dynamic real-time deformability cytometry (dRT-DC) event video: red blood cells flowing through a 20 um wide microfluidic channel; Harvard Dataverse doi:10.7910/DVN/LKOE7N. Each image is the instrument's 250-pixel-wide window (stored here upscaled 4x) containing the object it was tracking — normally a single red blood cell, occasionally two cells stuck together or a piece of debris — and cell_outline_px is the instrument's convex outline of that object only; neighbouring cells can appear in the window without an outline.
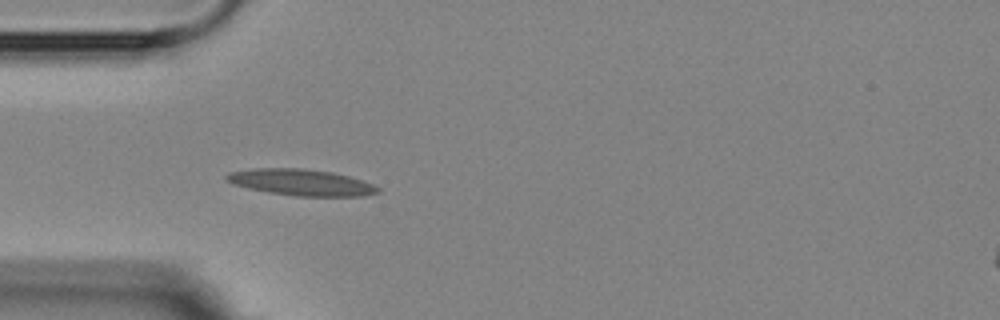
{"species": "Egyptian fruit bat (a non-hibernating species)", "species_latin": "Rousettus aegyptiacus", "temperature_condition": "room temperature", "stored_images_in_passage": 3, "camera_frame_rate_fps": 3000, "um_per_image_px": 0.085, "animal": {"sex": "female"}, "frame": {"image": 1, "passage_image": 3, "time_ms": 3.667, "image_size_px": [1000, 320], "cell_outline_px": [[380, 192], [364, 196], [296, 196], [268, 192], [248, 188], [232, 184], [224, 180], [224, 176], [228, 172], [252, 168], [304, 168], [332, 172], [348, 176], [372, 184], [380, 188]], "centroid_in_image_um": [25.54, 15.49], "position_along_channel_um": 59.5, "area_um2": 23.35}}